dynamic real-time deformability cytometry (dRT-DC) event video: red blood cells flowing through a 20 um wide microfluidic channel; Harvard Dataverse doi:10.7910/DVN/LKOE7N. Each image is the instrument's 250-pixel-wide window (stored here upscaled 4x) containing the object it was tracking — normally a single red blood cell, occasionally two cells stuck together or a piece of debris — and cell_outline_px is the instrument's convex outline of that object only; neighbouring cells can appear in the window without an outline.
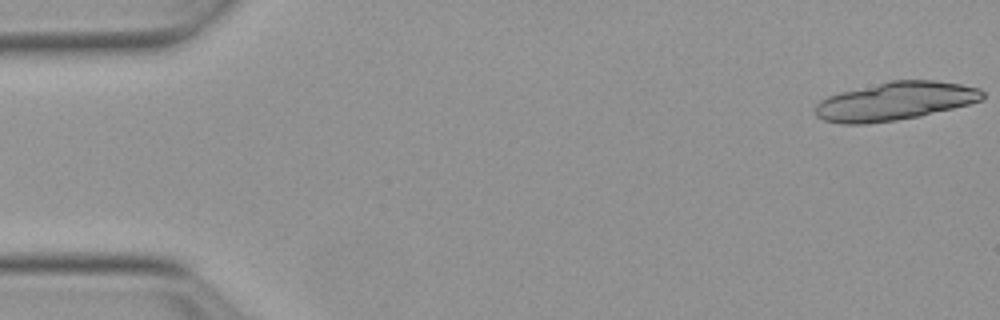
{"species": "Egyptian fruit bat (a non-hibernating species)", "species_latin": "Rousettus aegyptiacus", "temperature_condition": "warm", "stored_images_in_passage": 16, "camera_frame_rate_fps": 3000, "um_per_image_px": 0.085, "animal": {"sex": "female"}, "frame": {"image": 1, "passage_image": 1, "time_ms": 0.0, "image_size_px": [1000, 320], "cell_outline_px": [[984, 96], [980, 100], [968, 104], [920, 116], [896, 120], [868, 124], [840, 124], [824, 120], [816, 116], [816, 104], [820, 100], [828, 96], [840, 92], [892, 80], [936, 80], [960, 84], [980, 88], [984, 92]], "centroid_in_image_um": [76.07, 8.6], "position_along_channel_um": 8.9, "area_um2": 37.22}}